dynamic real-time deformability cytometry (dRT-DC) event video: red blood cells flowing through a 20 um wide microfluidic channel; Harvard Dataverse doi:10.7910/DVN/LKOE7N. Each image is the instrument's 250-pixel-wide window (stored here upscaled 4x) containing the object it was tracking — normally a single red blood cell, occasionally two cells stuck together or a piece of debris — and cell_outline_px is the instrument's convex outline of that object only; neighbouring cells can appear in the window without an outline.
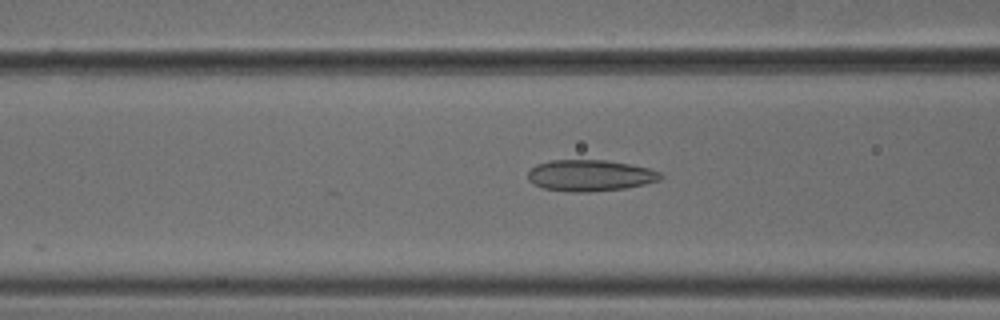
{"species": "common noctule bat (a hibernating species)", "species_latin": "Nyctalus noctula", "temperature_condition": "cold", "stored_images_in_passage": 32, "camera_frame_rate_fps": 3000, "um_per_image_px": 0.085, "animal": {"sex": "male", "body_mass_g": 18.8}, "frame": {"image": 1, "passage_image": 11, "time_ms": 3.333, "image_size_px": [1000, 320], "cell_outline_px": [[664, 176], [660, 180], [644, 184], [624, 188], [588, 192], [568, 192], [544, 188], [532, 184], [528, 180], [528, 172], [536, 164], [552, 160], [608, 160], [648, 168], [660, 172]], "centroid_in_image_um": [50.14, 14.92], "position_along_channel_um": 116.5, "area_um2": 24.22}}
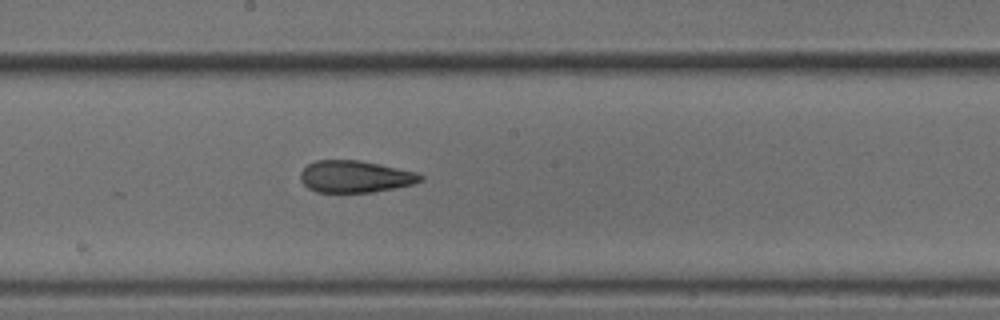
{"frame": {"image": 2, "passage_image": 19, "time_ms": 6.0, "image_size_px": [1000, 320], "cell_outline_px": [[424, 180], [412, 184], [396, 188], [372, 192], [316, 192], [308, 188], [300, 180], [300, 172], [308, 164], [316, 160], [360, 160], [380, 164], [416, 172], [424, 176]], "centroid_in_image_um": [30.19, 15.01], "position_along_channel_um": 218.0, "area_um2": 22.43}}
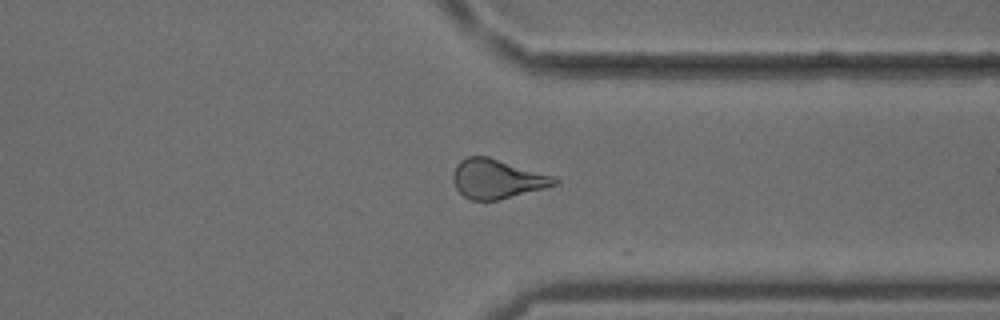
{"frame": {"image": 3, "passage_image": 31, "time_ms": 10.0, "image_size_px": [1000, 320], "cell_outline_px": [[560, 180], [556, 184], [544, 188], [496, 200], [468, 200], [456, 188], [452, 180], [452, 176], [456, 164], [460, 160], [468, 156], [488, 156], [556, 176]], "centroid_in_image_um": [42.24, 15.19], "position_along_channel_um": 369.2, "area_um2": 23.29}, "authors_computed_cell_mechanics": {"area_um2": 23.0622, "velocity_mm_per_s": 3.7896, "shape_relaxation_time_tau1_ms": null, "shape_relaxation_time_tau2_ms": 1.7285, "deformation_change_tau1": null, "deformation_change_tau2": 0.1006}}